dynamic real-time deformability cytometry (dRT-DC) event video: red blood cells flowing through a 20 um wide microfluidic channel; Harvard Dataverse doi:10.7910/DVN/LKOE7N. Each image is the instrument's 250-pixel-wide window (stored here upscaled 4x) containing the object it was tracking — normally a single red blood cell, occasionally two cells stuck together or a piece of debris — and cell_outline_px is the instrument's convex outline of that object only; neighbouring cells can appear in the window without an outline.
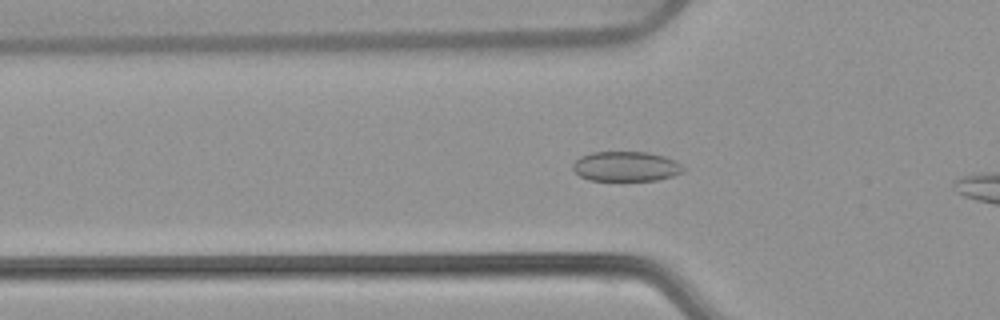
{"species": "common noctule bat (a hibernating species)", "species_latin": "Nyctalus noctula", "temperature_condition": "warm", "stored_images_in_passage": 36, "camera_frame_rate_fps": 3000, "um_per_image_px": 0.085, "animal": {"sex": "female", "body_mass_g": 22.7, "forearm_length_mm": 54.2}, "frame": {"image": 1, "passage_image": 10, "time_ms": 3.0, "image_size_px": [1000, 320], "cell_outline_px": [[688, 168], [684, 172], [672, 176], [656, 180], [620, 184], [588, 180], [580, 176], [572, 168], [572, 164], [580, 156], [592, 152], [648, 152], [664, 156], [676, 160]], "centroid_in_image_um": [53.23, 14.2], "position_along_channel_um": 72.6, "area_um2": 20.4}}
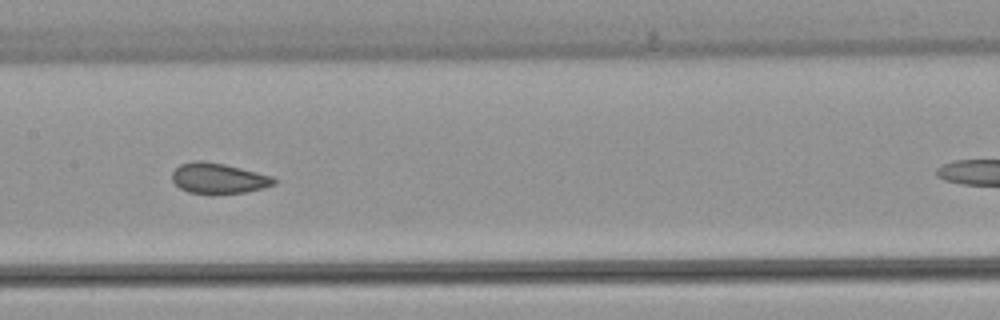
{"frame": {"image": 2, "passage_image": 19, "time_ms": 6.0, "image_size_px": [1000, 320], "cell_outline_px": [[276, 184], [264, 188], [244, 192], [212, 196], [188, 192], [180, 188], [172, 180], [172, 172], [180, 164], [192, 160], [200, 160], [224, 164], [272, 176], [276, 180]], "centroid_in_image_um": [18.54, 15.18], "position_along_channel_um": 188.9, "area_um2": 18.5}}
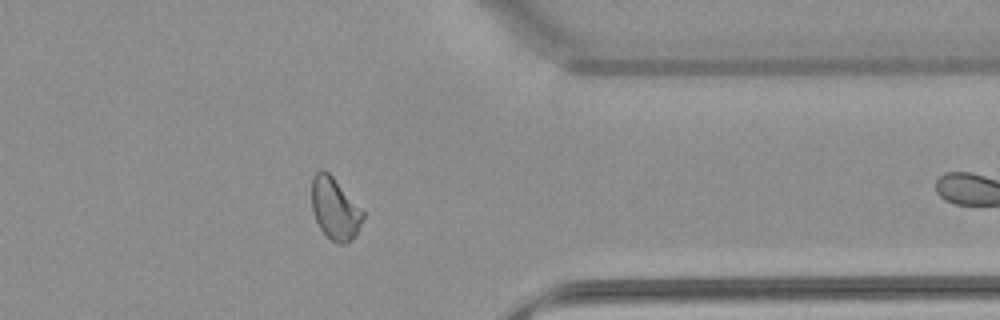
{"frame": {"image": 3, "passage_image": 35, "time_ms": 11.333, "image_size_px": [1000, 320], "cell_outline_px": [[364, 216], [356, 236], [352, 240], [344, 244], [340, 244], [332, 240], [320, 228], [312, 212], [312, 180], [316, 172], [320, 168], [324, 168], [332, 176], [364, 212]], "centroid_in_image_um": [28.46, 17.74], "position_along_channel_um": 382.9, "area_um2": 18.32}}